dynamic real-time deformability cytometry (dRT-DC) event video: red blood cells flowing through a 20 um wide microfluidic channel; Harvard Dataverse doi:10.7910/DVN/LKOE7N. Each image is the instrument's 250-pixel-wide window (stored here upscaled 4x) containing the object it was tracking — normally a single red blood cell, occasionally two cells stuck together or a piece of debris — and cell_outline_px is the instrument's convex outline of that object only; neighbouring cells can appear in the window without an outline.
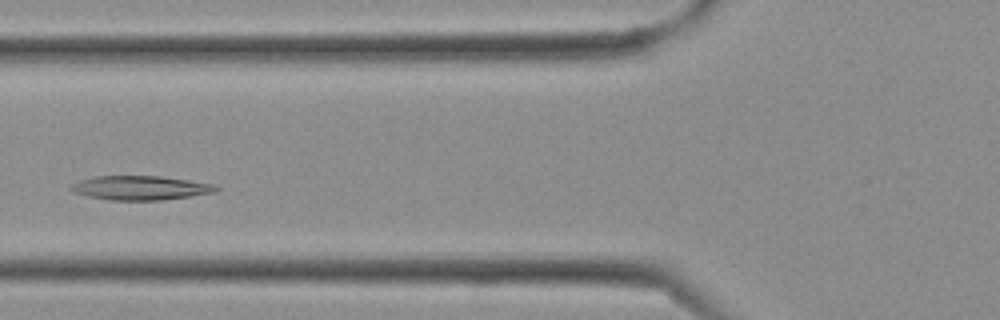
{"species": "Egyptian fruit bat (a non-hibernating species)", "species_latin": "Rousettus aegyptiacus", "temperature_condition": "cold", "stored_images_in_passage": 9, "camera_frame_rate_fps": 3000, "um_per_image_px": 0.085, "frame": {"image": 1, "passage_image": 4, "time_ms": 1.0, "image_size_px": [1000, 320], "cell_outline_px": [[220, 188], [216, 192], [164, 200], [112, 200], [88, 196], [72, 192], [68, 188], [72, 184], [80, 180], [96, 176], [160, 176], [216, 184]], "centroid_in_image_um": [11.95, 15.97], "position_along_channel_um": 113.8, "area_um2": 20.46}}
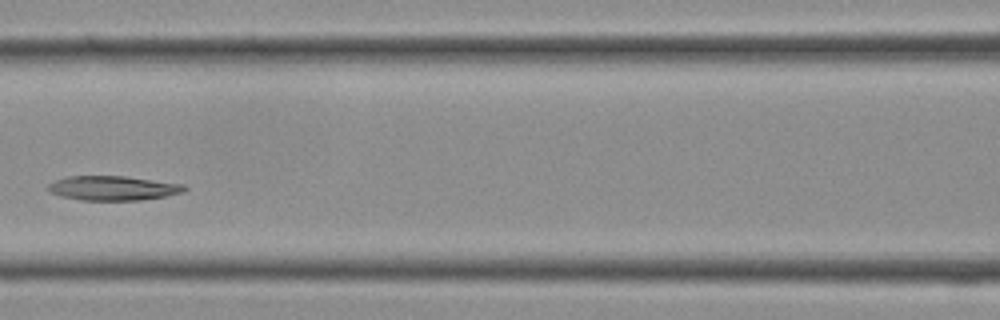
{"frame": {"image": 2, "passage_image": 6, "time_ms": 1.667, "image_size_px": [1000, 320], "cell_outline_px": [[188, 188], [184, 192], [164, 196], [140, 200], [80, 200], [60, 196], [48, 192], [48, 184], [64, 176], [124, 176], [184, 184]], "centroid_in_image_um": [9.58, 15.99], "position_along_channel_um": 157.0, "area_um2": 19.48}}
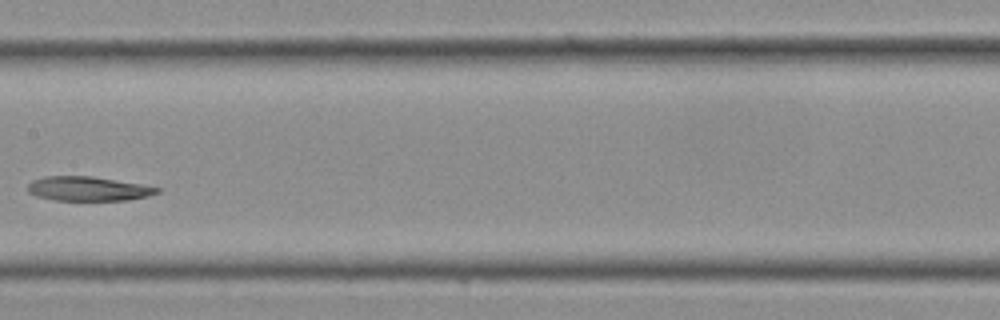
{"frame": {"image": 3, "passage_image": 8, "time_ms": 2.333, "image_size_px": [1000, 320], "cell_outline_px": [[160, 192], [148, 196], [128, 200], [52, 200], [36, 196], [28, 192], [28, 184], [32, 180], [44, 176], [92, 176], [140, 184], [160, 188]], "centroid_in_image_um": [7.46, 16.04], "position_along_channel_um": 199.9, "area_um2": 18.32}}